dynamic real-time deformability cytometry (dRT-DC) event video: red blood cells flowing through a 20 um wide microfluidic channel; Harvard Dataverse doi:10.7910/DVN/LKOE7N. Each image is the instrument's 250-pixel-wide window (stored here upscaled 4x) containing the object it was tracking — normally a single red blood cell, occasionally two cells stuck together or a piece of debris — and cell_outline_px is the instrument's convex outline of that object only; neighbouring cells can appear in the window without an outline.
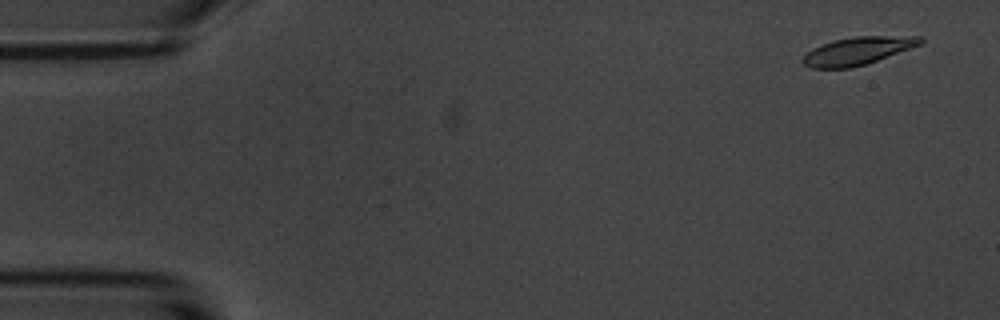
{"species": "common noctule bat (a hibernating species)", "species_latin": "Nyctalus noctula", "temperature_condition": "room temperature", "stored_images_in_passage": 35, "camera_frame_rate_fps": 3000, "um_per_image_px": 0.085, "animal": {"sex": "male", "body_mass_g": 20.1, "forearm_length_mm": 53.5}, "frame": {"image": 1, "passage_image": 2, "time_ms": 0.333, "image_size_px": [1000, 320], "cell_outline_px": [[924, 40], [920, 44], [876, 60], [852, 68], [812, 68], [804, 64], [800, 60], [812, 48], [832, 40], [852, 36], [924, 36]], "centroid_in_image_um": [72.86, 4.31], "position_along_channel_um": 12.1, "area_um2": 18.84}}